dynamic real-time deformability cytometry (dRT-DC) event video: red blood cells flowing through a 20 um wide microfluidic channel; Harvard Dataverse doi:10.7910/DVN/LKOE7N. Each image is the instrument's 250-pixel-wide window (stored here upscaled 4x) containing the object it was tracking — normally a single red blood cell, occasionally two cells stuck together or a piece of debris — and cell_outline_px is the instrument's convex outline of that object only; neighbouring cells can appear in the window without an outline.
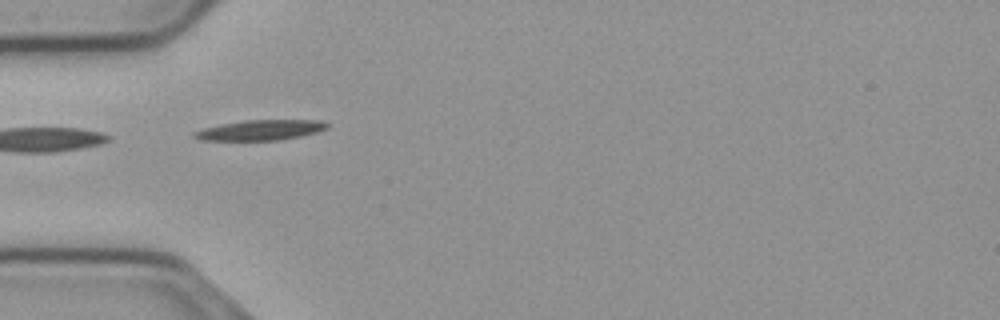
{"species": "common noctule bat (a hibernating species)", "species_latin": "Nyctalus noctula", "temperature_condition": "cold", "stored_images_in_passage": 39, "camera_frame_rate_fps": 3000, "um_per_image_px": 0.085, "animal": {"sex": "male", "body_mass_g": 23.1, "forearm_length_mm": 52.7}, "frame": {"image": 1, "passage_image": 1, "time_ms": 0.0, "image_size_px": [1000, 320], "cell_outline_px": [[328, 128], [316, 132], [300, 136], [276, 140], [200, 140], [192, 136], [192, 132], [204, 128], [244, 120], [320, 120], [328, 124]], "centroid_in_image_um": [22.12, 11.05], "position_along_channel_um": 62.9, "area_um2": 15.49}}
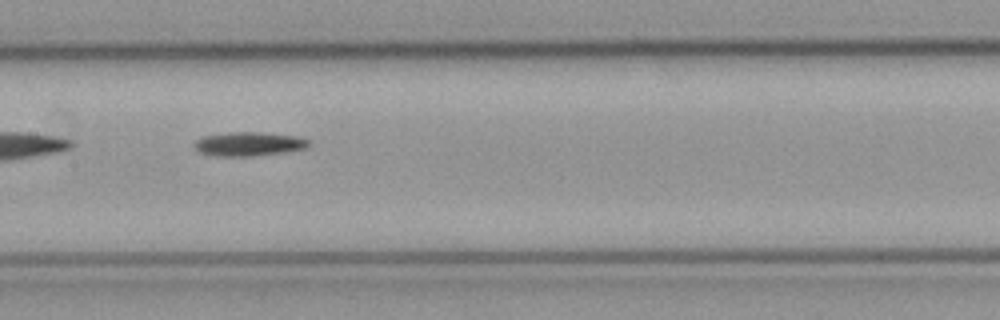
{"frame": {"image": 2, "passage_image": 11, "time_ms": 3.333, "image_size_px": [1000, 320], "cell_outline_px": [[312, 144], [304, 148], [284, 152], [248, 156], [216, 156], [200, 152], [192, 144], [196, 140], [204, 136], [228, 132], [264, 132], [296, 136], [312, 140]], "centroid_in_image_um": [21.17, 12.22], "position_along_channel_um": 186.2, "area_um2": 16.01}}
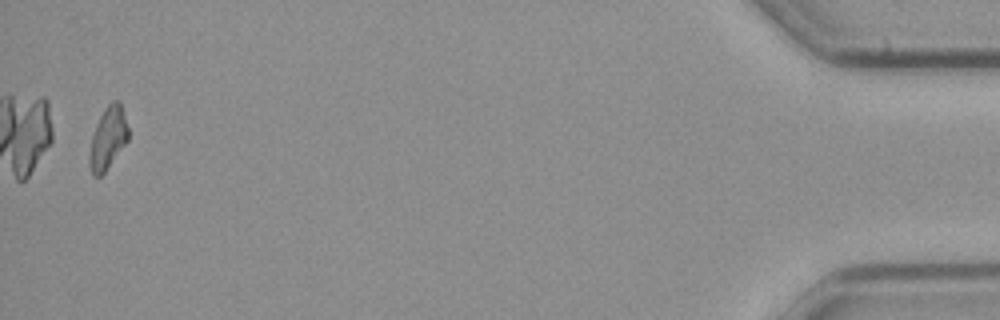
{"frame": {"image": 3, "passage_image": 38, "time_ms": 12.333, "image_size_px": [1000, 320], "cell_outline_px": [[128, 140], [104, 172], [100, 176], [92, 176], [88, 164], [88, 156], [92, 136], [96, 124], [104, 108], [112, 100], [120, 100], [128, 128]], "centroid_in_image_um": [9.15, 11.73], "position_along_channel_um": 426.0, "area_um2": 14.1}, "authors_computed_cell_mechanics": {"area_um2": 14.7968, "velocity_mm_per_s": 3.7129, "shape_relaxation_time_tau1_ms": 9.0529, "shape_relaxation_time_tau2_ms": null, "deformation_change_tau1": 0.2088, "deformation_change_tau2": null}}